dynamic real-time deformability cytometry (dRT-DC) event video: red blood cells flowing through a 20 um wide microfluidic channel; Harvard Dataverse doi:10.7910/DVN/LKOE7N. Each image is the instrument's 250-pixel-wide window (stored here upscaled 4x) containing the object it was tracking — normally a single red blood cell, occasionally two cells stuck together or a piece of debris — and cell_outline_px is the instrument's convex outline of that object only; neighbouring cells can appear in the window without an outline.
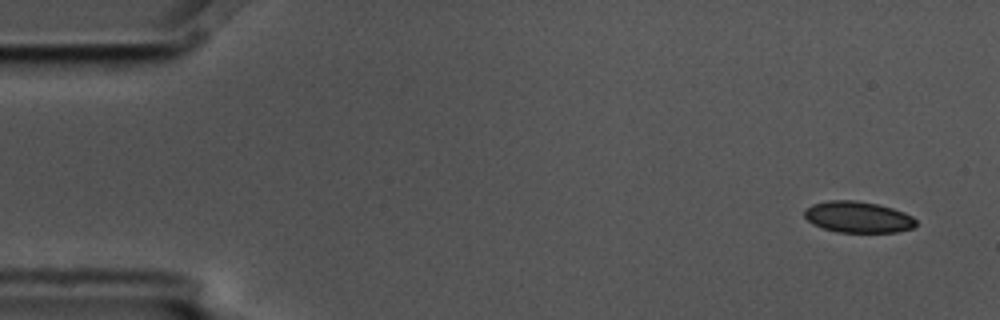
{"species": "common noctule bat (a hibernating species)", "species_latin": "Nyctalus noctula", "temperature_condition": "cold", "stored_images_in_passage": 8, "camera_frame_rate_fps": 3000, "um_per_image_px": 0.085, "animal": {"sex": "male", "body_mass_g": 17.5, "forearm_length_mm": 52.3}, "frame": {"image": 1, "passage_image": 1, "time_ms": 0.0, "image_size_px": [1000, 320], "cell_outline_px": [[916, 224], [912, 228], [896, 232], [836, 232], [812, 224], [804, 216], [804, 208], [812, 204], [828, 200], [856, 200], [876, 204], [892, 208], [904, 212], [912, 216], [916, 220]], "centroid_in_image_um": [72.9, 18.44], "position_along_channel_um": 12.1, "area_um2": 20.35}}
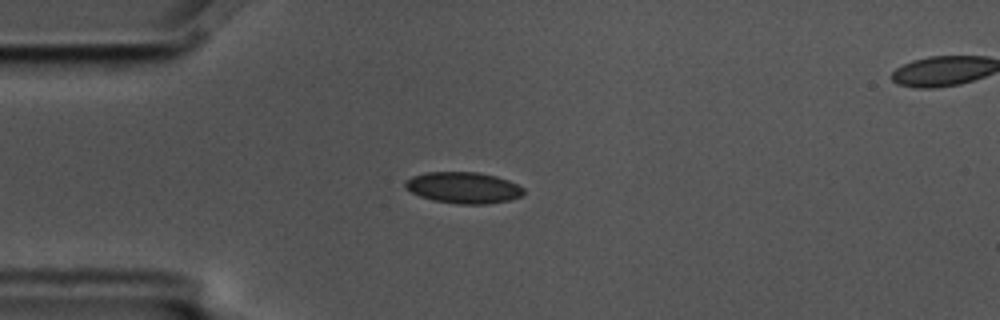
{"frame": {"image": 2, "passage_image": 4, "time_ms": 1.0, "image_size_px": [1000, 320], "cell_outline_px": [[524, 192], [520, 196], [508, 200], [488, 204], [456, 204], [432, 200], [420, 196], [404, 188], [404, 180], [412, 176], [424, 172], [480, 172], [496, 176], [508, 180], [524, 188]], "centroid_in_image_um": [39.35, 15.95], "position_along_channel_um": 45.7, "area_um2": 21.73}}